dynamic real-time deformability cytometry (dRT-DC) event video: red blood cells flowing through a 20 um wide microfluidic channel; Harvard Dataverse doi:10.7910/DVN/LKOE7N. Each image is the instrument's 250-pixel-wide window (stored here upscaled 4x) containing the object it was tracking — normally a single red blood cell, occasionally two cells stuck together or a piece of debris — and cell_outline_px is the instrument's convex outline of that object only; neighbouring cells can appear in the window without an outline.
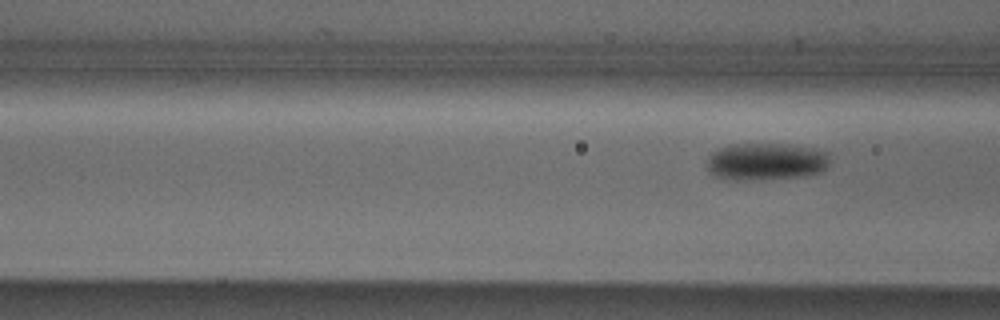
{"species": "Egyptian fruit bat (a non-hibernating species)", "species_latin": "Rousettus aegyptiacus", "temperature_condition": "cold", "stored_images_in_passage": 7, "segment_of_instrument_passage": [2, 2], "camera_frame_rate_fps": 3000, "um_per_image_px": 0.085, "animal": {"sex": "male"}, "frame": {"image": 1, "passage_image": 7, "time_ms": 8.0, "image_size_px": [1000, 320], "cell_outline_px": [[828, 164], [820, 172], [796, 176], [716, 176], [704, 164], [704, 160], [712, 152], [728, 144], [784, 144], [812, 148], [828, 152]], "centroid_in_image_um": [65.1, 13.64], "position_along_channel_um": 101.5, "area_um2": 25.09}}